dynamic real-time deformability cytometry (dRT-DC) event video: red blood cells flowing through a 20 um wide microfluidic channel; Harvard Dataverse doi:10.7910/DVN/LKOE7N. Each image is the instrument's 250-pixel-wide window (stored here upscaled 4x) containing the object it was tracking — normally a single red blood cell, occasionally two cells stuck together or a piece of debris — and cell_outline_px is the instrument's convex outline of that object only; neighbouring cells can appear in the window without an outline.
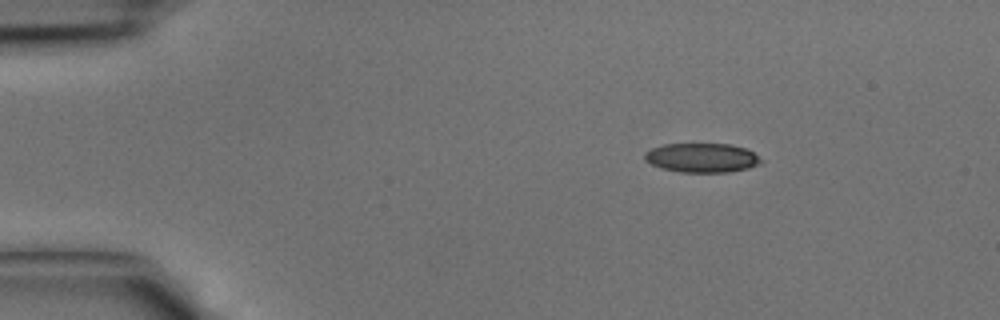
{"species": "common noctule bat (a hibernating species)", "species_latin": "Nyctalus noctula", "temperature_condition": "cold", "stored_images_in_passage": 8, "camera_frame_rate_fps": 3000, "um_per_image_px": 0.085, "animal": {"sex": "male", "body_mass_g": 15.6}, "frame": {"image": 1, "passage_image": 1, "time_ms": 0.0, "image_size_px": [1000, 320], "cell_outline_px": [[764, 160], [760, 164], [748, 168], [728, 172], [680, 172], [660, 168], [644, 160], [644, 152], [652, 148], [664, 144], [732, 144], [744, 148], [752, 152]], "centroid_in_image_um": [59.65, 13.41], "position_along_channel_um": 25.4, "area_um2": 19.88}}